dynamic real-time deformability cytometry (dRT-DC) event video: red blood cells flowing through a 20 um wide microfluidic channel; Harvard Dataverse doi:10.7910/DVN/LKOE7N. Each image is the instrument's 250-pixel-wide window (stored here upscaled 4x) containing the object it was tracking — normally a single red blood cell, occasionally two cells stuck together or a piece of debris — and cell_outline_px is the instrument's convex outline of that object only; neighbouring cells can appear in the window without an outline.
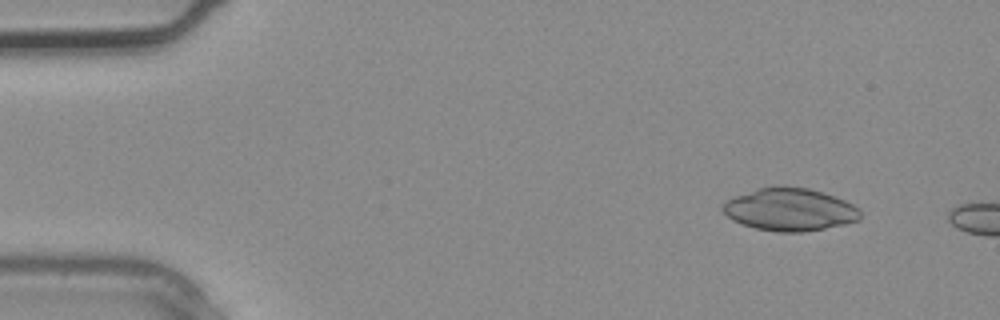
{"species": "common noctule bat (a hibernating species)", "species_latin": "Nyctalus noctula", "temperature_condition": "warm", "stored_images_in_passage": 2, "segment_of_instrument_passage": [2, 2], "camera_frame_rate_fps": 3000, "um_per_image_px": 0.085, "animal": {"sex": "male", "body_mass_g": 20.4}, "frame": {"image": 1, "passage_image": 2, "time_ms": 0.333, "image_size_px": [1000, 320], "cell_outline_px": [[860, 220], [844, 224], [804, 232], [776, 232], [756, 228], [732, 220], [720, 208], [720, 204], [724, 200], [772, 184], [808, 188], [824, 192], [836, 196], [852, 204], [860, 212]], "centroid_in_image_um": [67.1, 17.79], "position_along_channel_um": 17.9, "area_um2": 34.39}}